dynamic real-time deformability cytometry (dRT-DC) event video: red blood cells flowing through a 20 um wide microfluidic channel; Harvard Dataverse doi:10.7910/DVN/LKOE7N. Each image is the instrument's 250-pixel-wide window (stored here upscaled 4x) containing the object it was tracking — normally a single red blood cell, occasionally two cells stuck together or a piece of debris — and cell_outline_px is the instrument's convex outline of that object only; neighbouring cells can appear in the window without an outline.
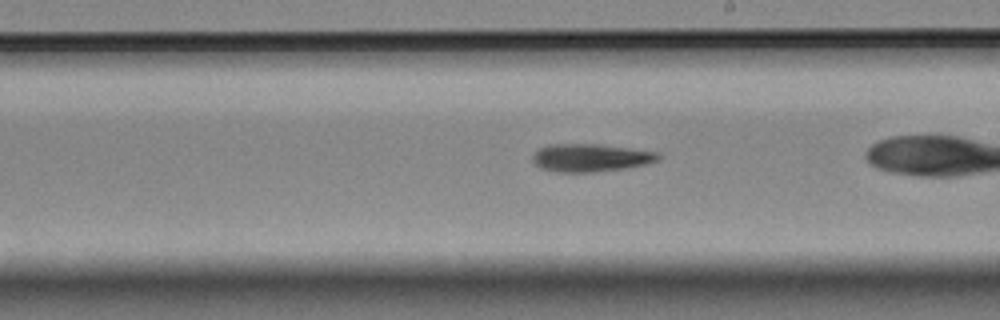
{"species": "Egyptian fruit bat (a non-hibernating species)", "species_latin": "Rousettus aegyptiacus", "temperature_condition": "room temperature", "stored_images_in_passage": 31, "camera_frame_rate_fps": 3000, "um_per_image_px": 0.085, "animal": {"sex": "female"}, "frame": {"image": 1, "passage_image": 18, "time_ms": 5.667, "image_size_px": [1000, 320], "cell_outline_px": [[660, 156], [656, 160], [644, 164], [624, 168], [592, 172], [560, 172], [540, 168], [532, 160], [532, 156], [540, 148], [548, 144], [600, 144], [632, 148], [660, 152]], "centroid_in_image_um": [50.19, 13.39], "position_along_channel_um": 238.8, "area_um2": 20.29}}